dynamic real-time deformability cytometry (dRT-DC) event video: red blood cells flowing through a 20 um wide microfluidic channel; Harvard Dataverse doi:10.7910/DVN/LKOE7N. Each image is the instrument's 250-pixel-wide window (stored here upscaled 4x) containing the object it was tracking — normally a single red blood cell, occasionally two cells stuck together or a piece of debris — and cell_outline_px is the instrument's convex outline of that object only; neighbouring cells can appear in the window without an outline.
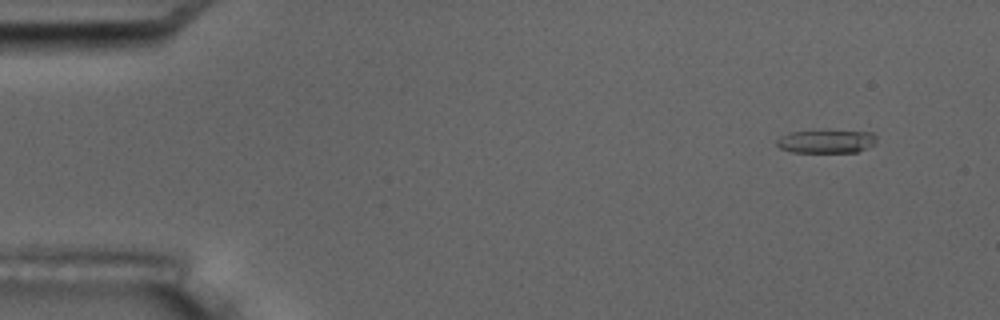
{"species": "common noctule bat (a hibernating species)", "species_latin": "Nyctalus noctula", "temperature_condition": "room temperature", "stored_images_in_passage": 4, "camera_frame_rate_fps": 3000, "um_per_image_px": 0.085, "animal": {"sex": "male", "body_mass_g": 17.5, "forearm_length_mm": 52.3}, "frame": {"image": 1, "passage_image": 1, "time_ms": 0.0, "image_size_px": [1000, 320], "cell_outline_px": [[876, 144], [856, 152], [792, 152], [780, 148], [776, 144], [776, 140], [780, 136], [788, 132], [820, 128], [872, 132], [876, 136]], "centroid_in_image_um": [70.22, 11.96], "position_along_channel_um": 14.8, "area_um2": 14.39}}